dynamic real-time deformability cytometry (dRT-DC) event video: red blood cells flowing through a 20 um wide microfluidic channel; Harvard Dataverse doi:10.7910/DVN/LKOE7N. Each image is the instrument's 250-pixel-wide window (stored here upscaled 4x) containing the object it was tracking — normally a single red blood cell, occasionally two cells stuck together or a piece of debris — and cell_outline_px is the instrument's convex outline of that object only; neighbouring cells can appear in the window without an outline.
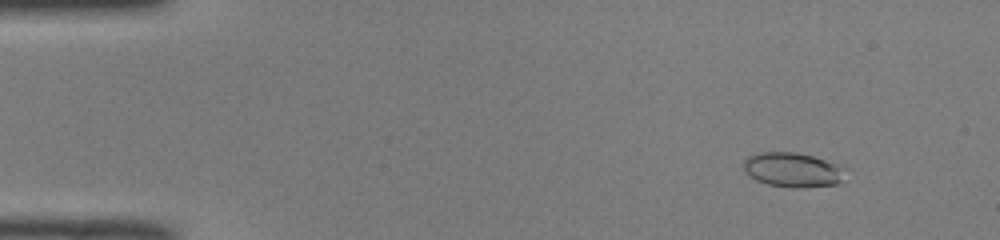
{"species": "common noctule bat (a hibernating species)", "species_latin": "Nyctalus noctula", "temperature_condition": "room temperature", "stored_images_in_passage": 46, "camera_frame_rate_fps": 3000, "um_per_image_px": 0.085, "animal": {"sex": "male", "body_mass_g": 19.0, "forearm_length_mm": 50.8}, "frame": {"image": 1, "passage_image": 1, "time_ms": 0.0, "image_size_px": [1000, 240], "cell_outline_px": [[848, 168], [840, 180], [836, 184], [800, 188], [796, 188], [768, 184], [756, 180], [744, 168], [744, 160], [748, 156], [756, 152], [796, 152], [812, 156]], "centroid_in_image_um": [67.39, 14.42], "position_along_channel_um": 17.6, "area_um2": 20.29}}
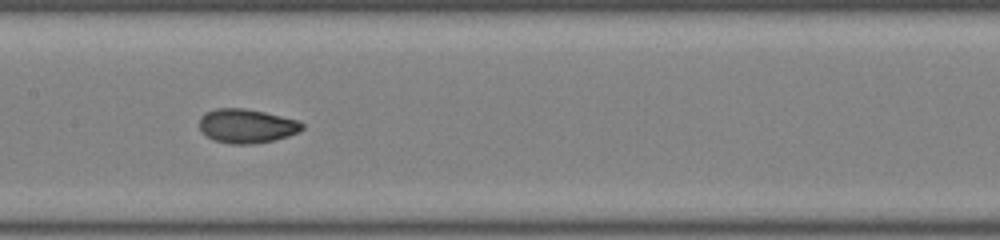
{"frame": {"image": 2, "passage_image": 21, "time_ms": 6.667, "image_size_px": [1000, 240], "cell_outline_px": [[304, 128], [288, 136], [276, 140], [252, 144], [232, 144], [216, 140], [208, 136], [200, 128], [200, 116], [204, 112], [216, 108], [244, 108], [264, 112], [296, 120], [304, 124]], "centroid_in_image_um": [20.96, 10.7], "position_along_channel_um": 186.4, "area_um2": 20.23}}
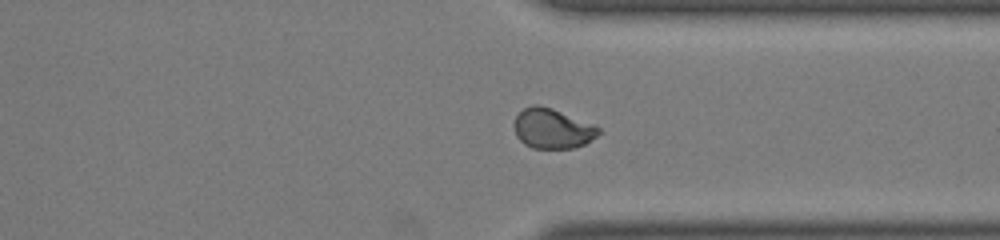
{"frame": {"image": 3, "passage_image": 34, "time_ms": 11.0, "image_size_px": [1000, 240], "cell_outline_px": [[600, 132], [596, 136], [584, 144], [572, 148], [532, 148], [524, 144], [516, 136], [512, 124], [516, 116], [524, 108], [532, 104], [536, 104], [552, 108], [596, 124], [600, 128]], "centroid_in_image_um": [46.94, 10.91], "position_along_channel_um": 364.5, "area_um2": 19.88}, "authors_computed_cell_mechanics": {"area_um2": 19.9988, "velocity_mm_per_s": 4.1054, "shape_relaxation_time_tau1_ms": 5.9166, "shape_relaxation_time_tau2_ms": 1.0518, "deformation_change_tau1": 0.2051, "deformation_change_tau2": 0.0416}}